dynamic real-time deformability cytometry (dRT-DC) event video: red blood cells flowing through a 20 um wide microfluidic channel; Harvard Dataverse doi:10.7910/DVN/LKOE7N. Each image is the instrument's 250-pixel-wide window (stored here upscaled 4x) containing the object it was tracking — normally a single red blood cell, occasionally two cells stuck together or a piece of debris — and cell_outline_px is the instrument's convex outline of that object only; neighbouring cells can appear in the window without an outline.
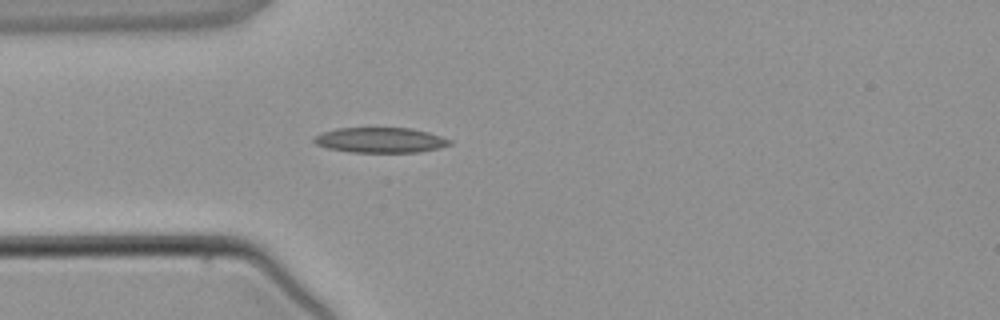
{"species": "common noctule bat (a hibernating species)", "species_latin": "Nyctalus noctula", "temperature_condition": "warm", "stored_images_in_passage": 2, "camera_frame_rate_fps": 3000, "um_per_image_px": 0.085, "animal": {"sex": "male", "body_mass_g": 21.5, "forearm_length_mm": 52.0}, "frame": {"image": 1, "passage_image": 2, "time_ms": 1.333, "image_size_px": [1000, 320], "cell_outline_px": [[452, 144], [440, 148], [420, 152], [348, 152], [328, 148], [316, 144], [312, 140], [316, 136], [324, 132], [336, 128], [412, 128], [428, 132], [452, 140]], "centroid_in_image_um": [32.36, 11.91], "position_along_channel_um": 52.6, "area_um2": 19.94}}